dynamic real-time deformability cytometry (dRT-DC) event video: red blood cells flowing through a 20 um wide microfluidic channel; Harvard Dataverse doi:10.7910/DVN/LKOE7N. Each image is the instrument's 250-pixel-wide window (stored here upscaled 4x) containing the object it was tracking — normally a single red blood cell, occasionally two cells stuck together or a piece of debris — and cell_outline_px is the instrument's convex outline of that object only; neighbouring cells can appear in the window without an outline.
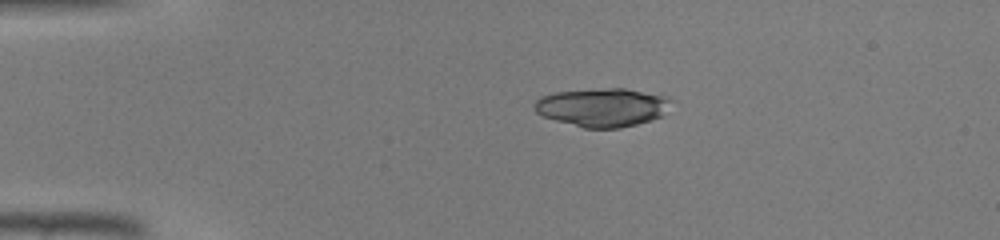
{"species": "common noctule bat (a hibernating species)", "species_latin": "Nyctalus noctula", "temperature_condition": "warm", "stored_images_in_passage": 44, "camera_frame_rate_fps": 3000, "um_per_image_px": 0.085, "animal": {"sex": "male", "body_mass_g": 19.0, "forearm_length_mm": 50.8}, "frame": {"image": 1, "passage_image": 9, "time_ms": 2.667, "image_size_px": [1000, 240], "cell_outline_px": [[672, 100], [660, 116], [652, 120], [620, 128], [584, 128], [556, 120], [544, 116], [536, 112], [532, 104], [540, 96], [556, 92], [608, 88], [624, 88], [668, 96]], "centroid_in_image_um": [51.19, 9.12], "position_along_channel_um": 33.8, "area_um2": 30.46}}
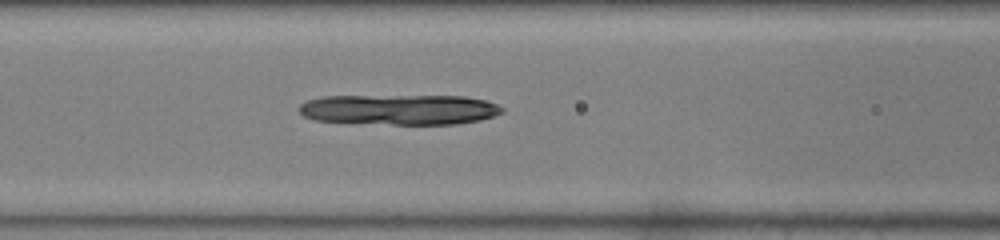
{"frame": {"image": 2, "passage_image": 19, "time_ms": 6.0, "image_size_px": [1000, 240], "cell_outline_px": [[504, 112], [480, 120], [456, 124], [392, 124], [312, 120], [304, 116], [300, 112], [300, 104], [308, 100], [324, 96], [464, 96], [484, 100], [496, 104], [504, 108]], "centroid_in_image_um": [33.96, 9.31], "position_along_channel_um": 132.6, "area_um2": 35.78}}
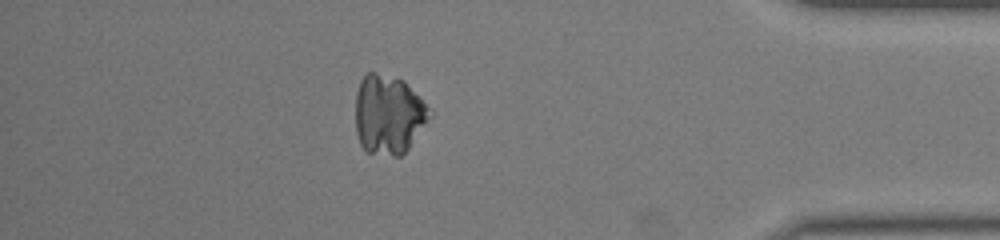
{"frame": {"image": 3, "passage_image": 39, "time_ms": 12.667, "image_size_px": [1000, 240], "cell_outline_px": [[432, 116], [408, 148], [400, 156], [392, 156], [368, 152], [360, 144], [356, 132], [356, 92], [360, 80], [368, 72], [376, 72], [404, 80], [432, 108]], "centroid_in_image_um": [33.04, 9.72], "position_along_channel_um": 402.2, "area_um2": 34.51}}